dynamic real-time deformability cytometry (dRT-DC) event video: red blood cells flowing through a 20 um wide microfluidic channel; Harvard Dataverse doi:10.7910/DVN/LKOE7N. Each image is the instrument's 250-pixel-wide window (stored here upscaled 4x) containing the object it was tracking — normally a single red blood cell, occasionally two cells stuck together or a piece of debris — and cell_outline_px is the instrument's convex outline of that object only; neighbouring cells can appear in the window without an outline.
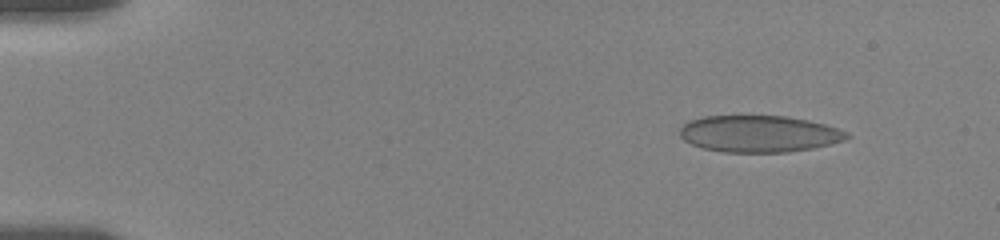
{"species": "human", "species_latin": "Homo sapiens", "temperature_condition": "room temperature", "stored_images_in_passage": 42, "camera_frame_rate_fps": 3000, "um_per_image_px": 0.085, "donor": {"sex": "female"}, "frame": {"image": 1, "passage_image": 5, "time_ms": 1.667, "image_size_px": [1000, 240], "cell_outline_px": [[852, 136], [844, 140], [812, 148], [788, 152], [720, 152], [704, 148], [692, 144], [684, 140], [680, 136], [680, 128], [688, 120], [704, 116], [788, 116], [808, 120], [824, 124], [848, 132]], "centroid_in_image_um": [64.51, 11.37], "position_along_channel_um": 20.5, "area_um2": 35.72}}
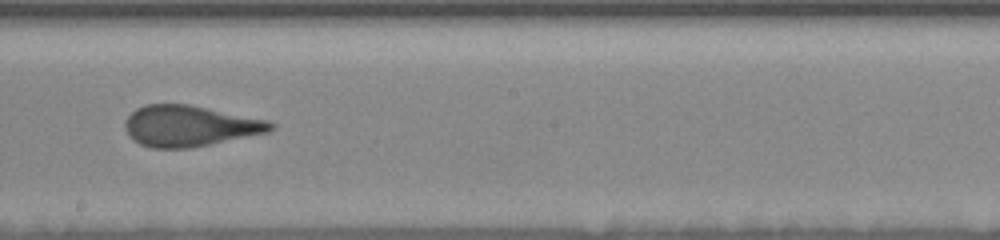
{"frame": {"image": 2, "passage_image": 27, "time_ms": 10.333, "image_size_px": [1000, 240], "cell_outline_px": [[276, 128], [268, 132], [192, 148], [152, 148], [140, 144], [132, 140], [128, 136], [124, 128], [124, 120], [136, 108], [144, 104], [188, 104], [268, 120], [276, 124]], "centroid_in_image_um": [16.09, 10.71], "position_along_channel_um": 232.1, "area_um2": 34.97}}
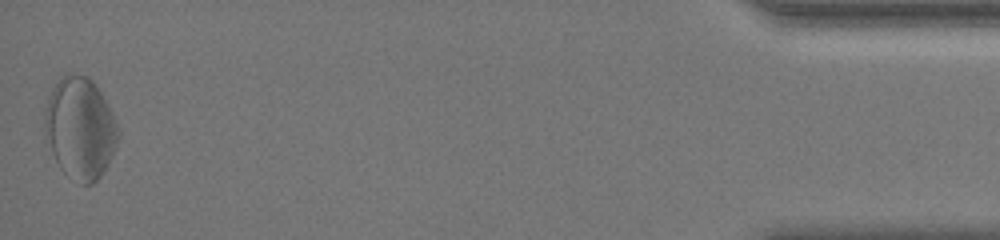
{"frame": {"image": 3, "passage_image": 42, "time_ms": 18.0, "image_size_px": [1000, 240], "cell_outline_px": [[120, 136], [108, 164], [100, 176], [92, 184], [84, 184], [64, 172], [60, 168], [52, 152], [44, 132], [44, 108], [48, 96], [52, 88], [60, 76], [68, 72], [72, 72], [88, 76], [96, 84], [108, 104], [120, 128]], "centroid_in_image_um": [6.81, 10.83], "position_along_channel_um": 428.4, "area_um2": 43.87}, "authors_computed_cell_mechanics": {"area_um2": 35.7204, "velocity_mm_per_s": 3.6052, "shape_relaxation_time_tau1_ms": 10.3831, "shape_relaxation_time_tau2_ms": 0.9592, "deformation_change_tau1": 0.1716, "deformation_change_tau2": 0.0332}}